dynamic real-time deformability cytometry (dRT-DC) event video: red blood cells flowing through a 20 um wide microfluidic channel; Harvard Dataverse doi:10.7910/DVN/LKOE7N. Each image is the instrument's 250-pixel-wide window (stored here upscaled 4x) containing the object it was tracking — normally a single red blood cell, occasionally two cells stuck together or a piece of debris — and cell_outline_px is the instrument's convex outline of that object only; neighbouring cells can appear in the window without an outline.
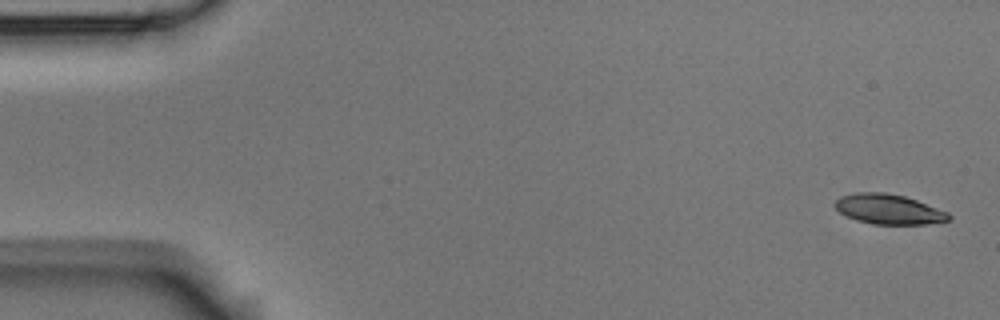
{"species": "Egyptian fruit bat (a non-hibernating species)", "species_latin": "Rousettus aegyptiacus", "temperature_condition": "room temperature", "stored_images_in_passage": 4, "camera_frame_rate_fps": 3000, "um_per_image_px": 0.085, "animal": {"sex": "male"}, "frame": {"image": 1, "passage_image": 1, "time_ms": 0.0, "image_size_px": [1000, 320], "cell_outline_px": [[952, 216], [948, 220], [924, 224], [872, 224], [856, 220], [840, 212], [832, 204], [840, 196], [856, 192], [884, 192], [904, 196], [916, 200], [948, 212]], "centroid_in_image_um": [75.5, 17.77], "position_along_channel_um": 9.5, "area_um2": 19.77}}
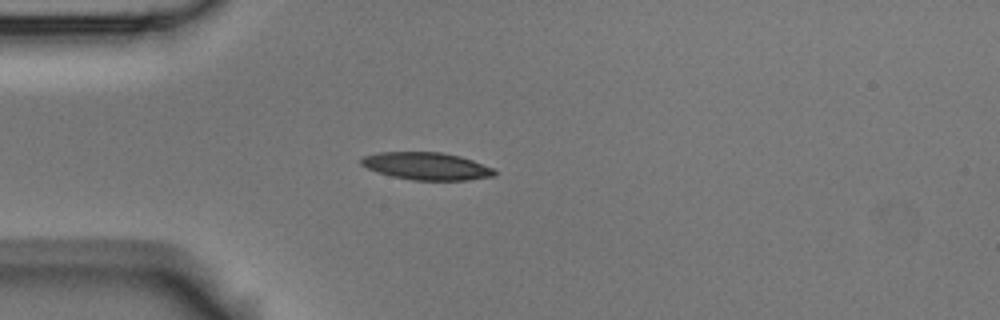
{"frame": {"image": 2, "passage_image": 4, "time_ms": 1.0, "image_size_px": [1000, 320], "cell_outline_px": [[496, 176], [468, 180], [412, 180], [392, 176], [376, 172], [360, 164], [360, 156], [376, 152], [440, 152], [460, 156], [472, 160], [492, 168], [496, 172]], "centroid_in_image_um": [36.21, 14.11], "position_along_channel_um": 48.8, "area_um2": 21.44}}